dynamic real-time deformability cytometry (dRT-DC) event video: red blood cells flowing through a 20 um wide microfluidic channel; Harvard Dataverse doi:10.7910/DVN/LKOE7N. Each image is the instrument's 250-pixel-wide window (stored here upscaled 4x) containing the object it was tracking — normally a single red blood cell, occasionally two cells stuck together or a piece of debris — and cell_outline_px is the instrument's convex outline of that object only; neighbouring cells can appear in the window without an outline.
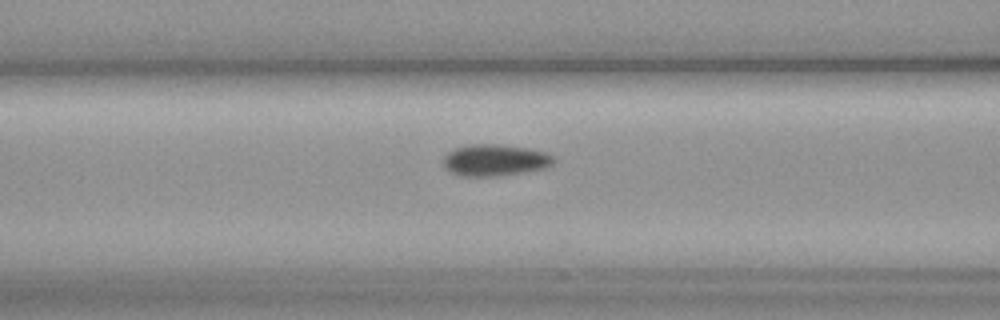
{"species": "common noctule bat (a hibernating species)", "species_latin": "Nyctalus noctula", "temperature_condition": "cold", "stored_images_in_passage": 39, "camera_frame_rate_fps": 3000, "um_per_image_px": 0.085, "animal": {"sex": "female", "body_mass_g": 19.3, "forearm_length_mm": 54.1}, "frame": {"image": 1, "passage_image": 5, "time_ms": 1.333, "image_size_px": [1000, 320], "cell_outline_px": [[556, 160], [552, 164], [544, 168], [524, 172], [496, 176], [460, 176], [452, 172], [444, 164], [444, 156], [448, 152], [456, 148], [472, 144], [496, 144], [528, 148], [544, 152], [552, 156]], "centroid_in_image_um": [42.08, 13.61], "position_along_channel_um": 124.5, "area_um2": 20.06}}
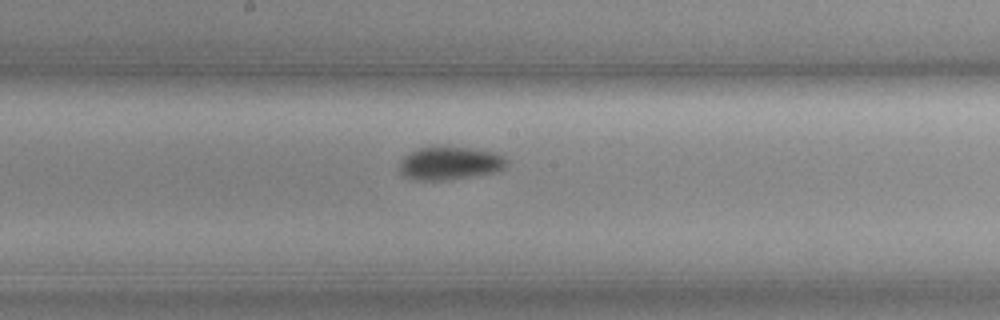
{"frame": {"image": 2, "passage_image": 12, "time_ms": 3.667, "image_size_px": [1000, 320], "cell_outline_px": [[508, 160], [504, 168], [492, 172], [444, 180], [416, 180], [404, 176], [400, 172], [400, 164], [404, 156], [420, 148], [464, 148], [492, 152]], "centroid_in_image_um": [38.19, 13.9], "position_along_channel_um": 210.0, "area_um2": 19.77}}
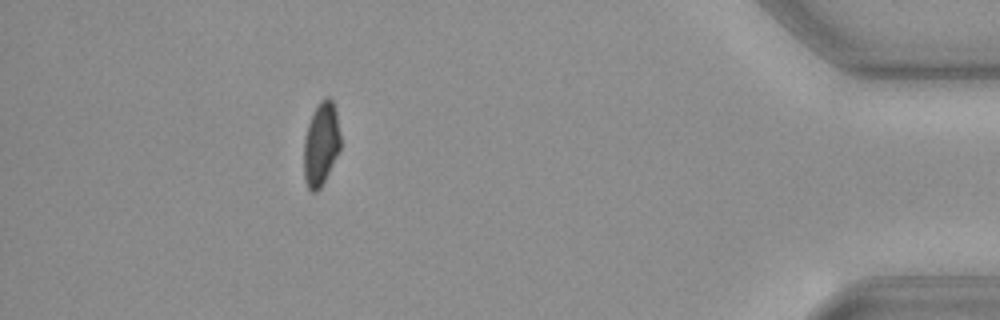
{"frame": {"image": 3, "passage_image": 33, "time_ms": 10.667, "image_size_px": [1000, 320], "cell_outline_px": [[340, 148], [320, 188], [316, 192], [312, 192], [308, 188], [304, 180], [304, 140], [308, 124], [320, 100], [328, 96], [332, 100], [336, 108], [340, 136]], "centroid_in_image_um": [27.28, 12.23], "position_along_channel_um": 407.9, "area_um2": 17.57}}